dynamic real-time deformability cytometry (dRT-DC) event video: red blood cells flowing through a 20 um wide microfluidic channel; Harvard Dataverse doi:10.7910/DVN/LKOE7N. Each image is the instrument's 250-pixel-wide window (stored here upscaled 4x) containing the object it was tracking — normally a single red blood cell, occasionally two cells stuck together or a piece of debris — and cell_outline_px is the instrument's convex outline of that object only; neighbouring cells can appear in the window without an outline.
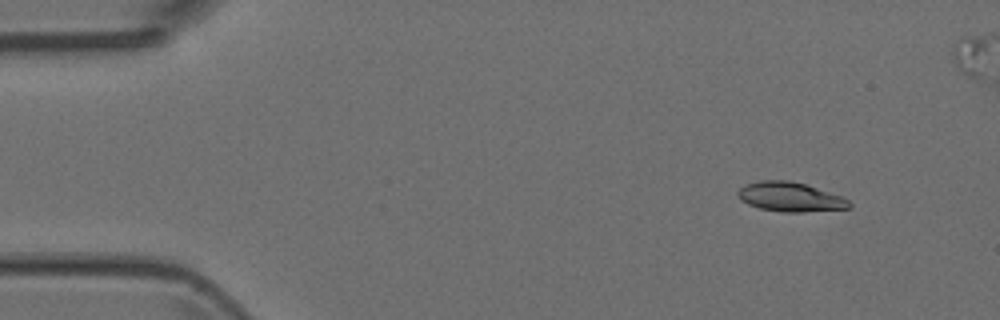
{"species": "Egyptian fruit bat (a non-hibernating species)", "species_latin": "Rousettus aegyptiacus", "temperature_condition": "room temperature", "stored_images_in_passage": 6, "segment_of_instrument_passage": [1, 2], "camera_frame_rate_fps": 3000, "um_per_image_px": 0.085, "animal": {"sex": "female"}, "frame": {"image": 1, "passage_image": 2, "time_ms": 0.333, "image_size_px": [1000, 320], "cell_outline_px": [[852, 204], [848, 208], [804, 212], [784, 212], [760, 208], [748, 204], [740, 200], [736, 196], [736, 192], [740, 188], [748, 184], [760, 180], [788, 180], [804, 184], [840, 196], [848, 200]], "centroid_in_image_um": [67.12, 16.74], "position_along_channel_um": 17.9, "area_um2": 18.84}}
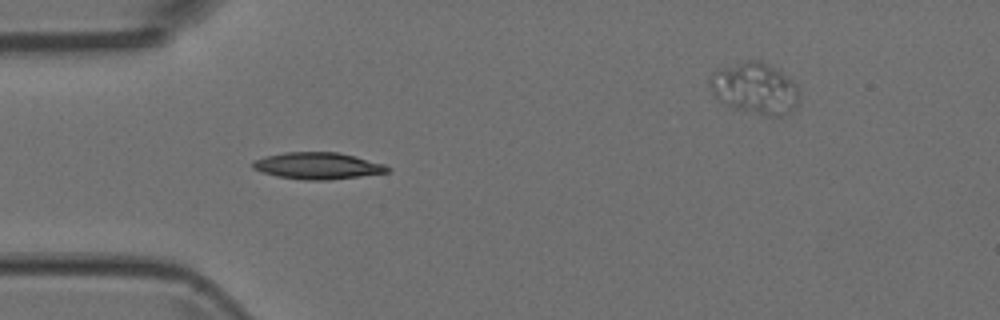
{"frame": {"image": 2, "passage_image": 5, "time_ms": 1.333, "image_size_px": [1000, 320], "cell_outline_px": [[392, 168], [388, 172], [360, 176], [328, 180], [304, 180], [276, 176], [260, 172], [252, 168], [252, 160], [264, 156], [284, 152], [336, 152], [384, 164]], "centroid_in_image_um": [26.94, 14.09], "position_along_channel_um": 58.1, "area_um2": 20.98}}